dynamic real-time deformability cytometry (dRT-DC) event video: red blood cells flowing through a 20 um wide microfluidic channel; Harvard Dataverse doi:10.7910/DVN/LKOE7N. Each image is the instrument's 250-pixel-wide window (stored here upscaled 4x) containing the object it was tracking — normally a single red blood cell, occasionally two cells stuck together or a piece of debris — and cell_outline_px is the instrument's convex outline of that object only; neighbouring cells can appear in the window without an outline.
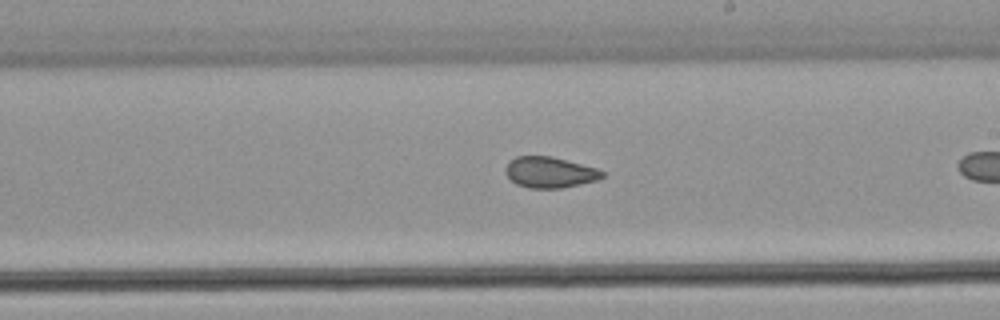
{"species": "common noctule bat (a hibernating species)", "species_latin": "Nyctalus noctula", "temperature_condition": "warm", "stored_images_in_passage": 25, "camera_frame_rate_fps": 3000, "um_per_image_px": 0.085, "animal": {"sex": "male", "body_mass_g": 21.5, "forearm_length_mm": 52.0}, "frame": {"image": 1, "passage_image": 15, "time_ms": 4.667, "image_size_px": [1000, 320], "cell_outline_px": [[604, 176], [596, 180], [580, 184], [560, 188], [528, 188], [516, 184], [504, 172], [504, 168], [508, 160], [516, 156], [552, 156], [596, 168], [604, 172]], "centroid_in_image_um": [46.68, 14.64], "position_along_channel_um": 242.3, "area_um2": 17.46}}